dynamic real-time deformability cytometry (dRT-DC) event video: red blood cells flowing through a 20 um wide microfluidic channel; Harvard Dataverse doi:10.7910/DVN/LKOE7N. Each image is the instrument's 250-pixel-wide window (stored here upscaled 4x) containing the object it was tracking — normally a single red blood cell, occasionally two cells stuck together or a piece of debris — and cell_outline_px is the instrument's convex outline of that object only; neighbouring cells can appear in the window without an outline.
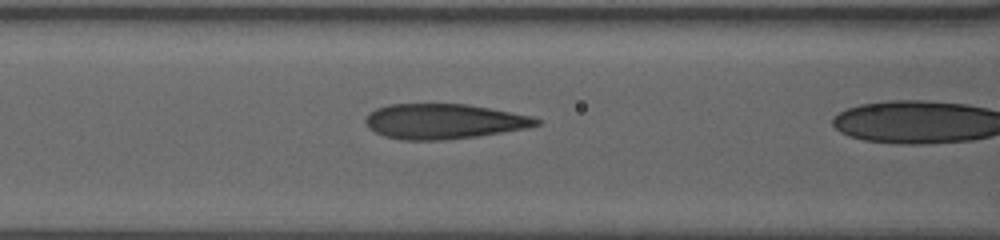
{"species": "human", "species_latin": "Homo sapiens", "temperature_condition": "warm", "stored_images_in_passage": 11, "camera_frame_rate_fps": 3000, "um_per_image_px": 0.085, "donor": {"sex": "female"}, "frame": {"image": 1, "passage_image": 10, "time_ms": 3.0, "image_size_px": [1000, 240], "cell_outline_px": [[540, 124], [528, 128], [476, 136], [444, 140], [400, 140], [384, 136], [368, 128], [364, 120], [376, 108], [388, 104], [468, 104], [532, 116], [540, 120]], "centroid_in_image_um": [37.71, 10.32], "position_along_channel_um": 128.9, "area_um2": 34.85}}